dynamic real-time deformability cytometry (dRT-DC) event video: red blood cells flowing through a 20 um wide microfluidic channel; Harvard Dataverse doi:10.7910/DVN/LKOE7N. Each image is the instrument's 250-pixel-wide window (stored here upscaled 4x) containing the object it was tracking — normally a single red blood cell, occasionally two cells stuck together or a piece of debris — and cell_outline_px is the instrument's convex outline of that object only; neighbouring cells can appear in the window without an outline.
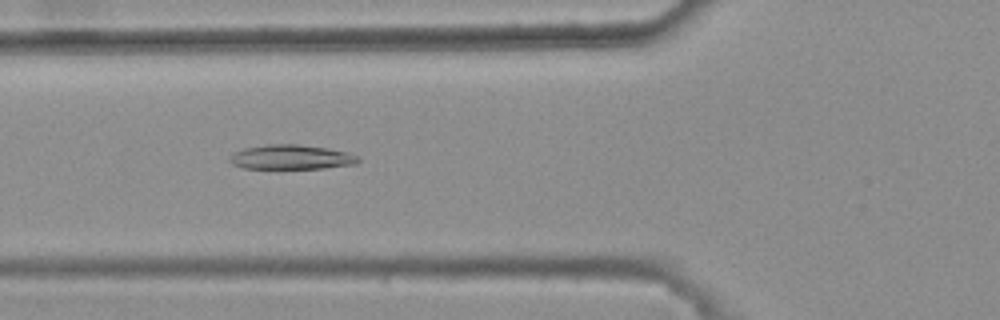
{"species": "common noctule bat (a hibernating species)", "species_latin": "Nyctalus noctula", "temperature_condition": "warm", "stored_images_in_passage": 31, "camera_frame_rate_fps": 3000, "um_per_image_px": 0.085, "animal": {"sex": "female", "body_mass_g": 25.1}, "frame": {"image": 1, "passage_image": 3, "time_ms": 0.667, "image_size_px": [1000, 320], "cell_outline_px": [[360, 160], [356, 164], [324, 168], [244, 168], [232, 164], [228, 160], [228, 156], [232, 152], [244, 148], [268, 144], [296, 144], [328, 148], [344, 152], [356, 156]], "centroid_in_image_um": [24.68, 13.35], "position_along_channel_um": 101.1, "area_um2": 18.32}}
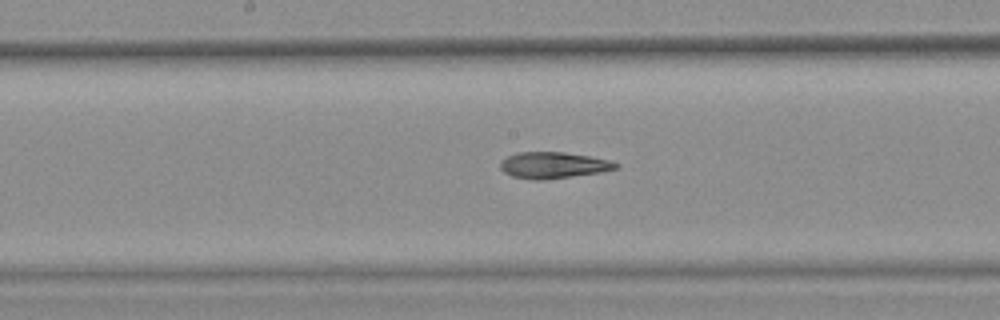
{"frame": {"image": 2, "passage_image": 11, "time_ms": 3.333, "image_size_px": [1000, 320], "cell_outline_px": [[620, 164], [616, 168], [600, 172], [572, 176], [540, 180], [532, 180], [512, 176], [504, 172], [500, 168], [500, 164], [508, 156], [516, 152], [564, 152], [588, 156], [608, 160]], "centroid_in_image_um": [47.0, 14.04], "position_along_channel_um": 201.2, "area_um2": 17.46}}
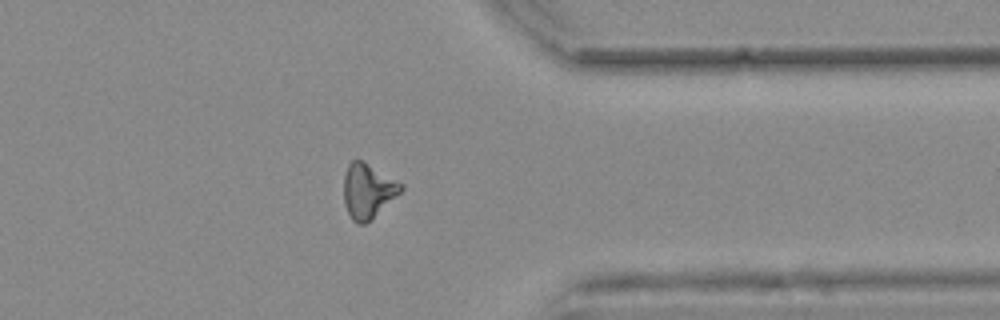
{"frame": {"image": 3, "passage_image": 26, "time_ms": 8.333, "image_size_px": [1000, 320], "cell_outline_px": [[404, 188], [400, 192], [364, 224], [356, 224], [352, 220], [344, 204], [344, 172], [348, 164], [352, 160], [360, 160], [404, 184]], "centroid_in_image_um": [31.23, 16.21], "position_along_channel_um": 380.2, "area_um2": 17.74}}